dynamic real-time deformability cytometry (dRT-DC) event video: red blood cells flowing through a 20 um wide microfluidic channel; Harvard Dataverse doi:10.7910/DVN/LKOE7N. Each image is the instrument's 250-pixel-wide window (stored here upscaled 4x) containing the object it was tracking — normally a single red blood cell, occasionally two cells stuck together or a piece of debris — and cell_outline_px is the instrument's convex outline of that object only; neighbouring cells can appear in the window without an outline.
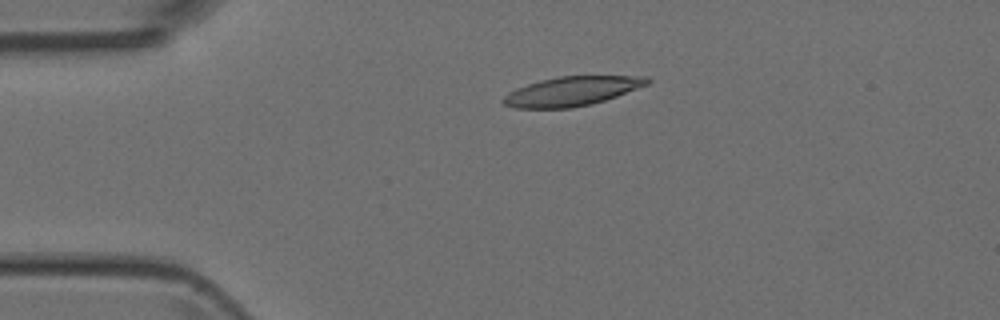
{"species": "Egyptian fruit bat (a non-hibernating species)", "species_latin": "Rousettus aegyptiacus", "temperature_condition": "room temperature", "stored_images_in_passage": 3, "camera_frame_rate_fps": 3000, "um_per_image_px": 0.085, "animal": {"sex": "female"}, "frame": {"image": 1, "passage_image": 3, "time_ms": 2.333, "image_size_px": [1000, 320], "cell_outline_px": [[652, 80], [648, 84], [616, 96], [592, 104], [572, 108], [512, 108], [504, 104], [500, 100], [508, 92], [516, 88], [540, 80], [560, 76], [648, 76]], "centroid_in_image_um": [48.58, 7.75], "position_along_channel_um": 36.4, "area_um2": 24.57}}